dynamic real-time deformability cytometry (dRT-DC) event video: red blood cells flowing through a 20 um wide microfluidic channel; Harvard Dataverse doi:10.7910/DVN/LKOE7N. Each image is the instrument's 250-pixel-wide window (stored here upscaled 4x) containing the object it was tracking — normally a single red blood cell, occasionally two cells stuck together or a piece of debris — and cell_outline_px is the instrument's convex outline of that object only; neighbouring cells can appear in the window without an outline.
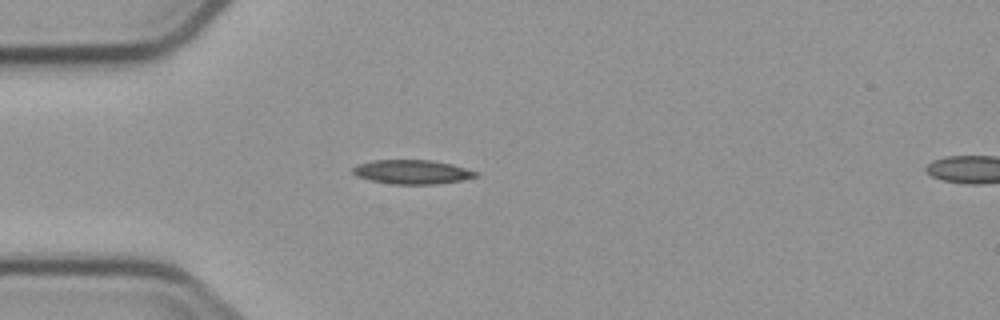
{"species": "common noctule bat (a hibernating species)", "species_latin": "Nyctalus noctula", "temperature_condition": "cold", "stored_images_in_passage": 4, "camera_frame_rate_fps": 3000, "um_per_image_px": 0.085, "animal": {"sex": "male", "body_mass_g": 23.1, "forearm_length_mm": 52.7}, "frame": {"image": 1, "passage_image": 3, "time_ms": 2.333, "image_size_px": [1000, 320], "cell_outline_px": [[480, 176], [460, 180], [436, 184], [392, 184], [372, 180], [356, 176], [352, 172], [352, 168], [356, 164], [372, 160], [432, 160], [452, 164], [480, 172]], "centroid_in_image_um": [35.04, 14.6], "position_along_channel_um": 50.0, "area_um2": 17.4}}